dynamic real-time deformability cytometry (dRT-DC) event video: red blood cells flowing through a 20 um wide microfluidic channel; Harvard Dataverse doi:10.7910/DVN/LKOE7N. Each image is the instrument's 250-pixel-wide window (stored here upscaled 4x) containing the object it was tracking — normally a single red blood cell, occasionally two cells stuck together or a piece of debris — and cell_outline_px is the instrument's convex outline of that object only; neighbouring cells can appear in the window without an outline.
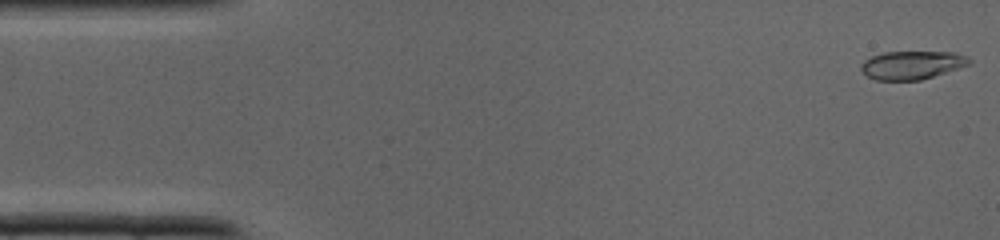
{"species": "common noctule bat (a hibernating species)", "species_latin": "Nyctalus noctula", "temperature_condition": "cold", "stored_images_in_passage": 9, "camera_frame_rate_fps": 3000, "um_per_image_px": 0.085, "animal": {"sex": "male", "body_mass_g": 19.0, "forearm_length_mm": 50.8}, "frame": {"image": 1, "passage_image": 1, "time_ms": 0.0, "image_size_px": [1000, 240], "cell_outline_px": [[972, 64], [920, 80], [876, 80], [868, 76], [860, 68], [860, 64], [864, 60], [872, 56], [884, 52], [956, 52], [968, 56], [972, 60]], "centroid_in_image_um": [77.55, 5.52], "position_along_channel_um": 7.4, "area_um2": 17.92}}